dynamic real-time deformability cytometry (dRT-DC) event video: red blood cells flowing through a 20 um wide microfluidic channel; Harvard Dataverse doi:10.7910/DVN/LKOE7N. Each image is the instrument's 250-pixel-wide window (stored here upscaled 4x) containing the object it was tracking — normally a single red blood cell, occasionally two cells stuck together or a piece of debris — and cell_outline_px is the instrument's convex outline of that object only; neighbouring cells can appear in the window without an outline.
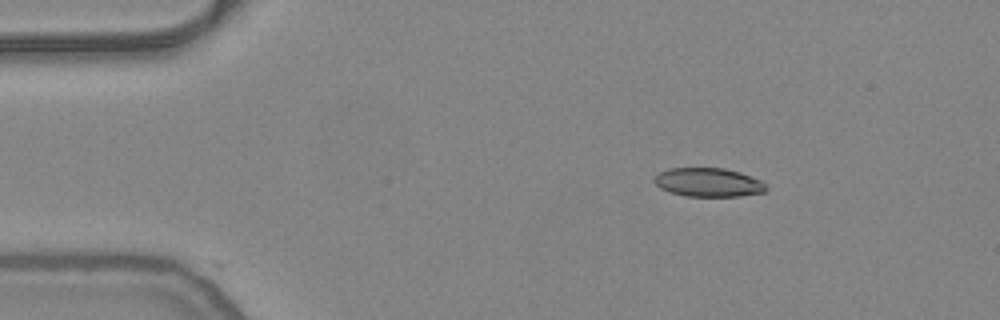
{"species": "common noctule bat (a hibernating species)", "species_latin": "Nyctalus noctula", "temperature_condition": "warm", "stored_images_in_passage": 8, "camera_frame_rate_fps": 3000, "um_per_image_px": 0.085, "animal": {"sex": "female", "body_mass_g": 24.6, "forearm_length_mm": 56.2}, "frame": {"image": 1, "passage_image": 1, "time_ms": 0.0, "image_size_px": [1000, 320], "cell_outline_px": [[768, 188], [764, 192], [740, 196], [684, 196], [660, 188], [652, 180], [660, 172], [668, 168], [724, 168], [740, 172], [760, 180]], "centroid_in_image_um": [60.2, 15.5], "position_along_channel_um": 24.8, "area_um2": 18.67}}